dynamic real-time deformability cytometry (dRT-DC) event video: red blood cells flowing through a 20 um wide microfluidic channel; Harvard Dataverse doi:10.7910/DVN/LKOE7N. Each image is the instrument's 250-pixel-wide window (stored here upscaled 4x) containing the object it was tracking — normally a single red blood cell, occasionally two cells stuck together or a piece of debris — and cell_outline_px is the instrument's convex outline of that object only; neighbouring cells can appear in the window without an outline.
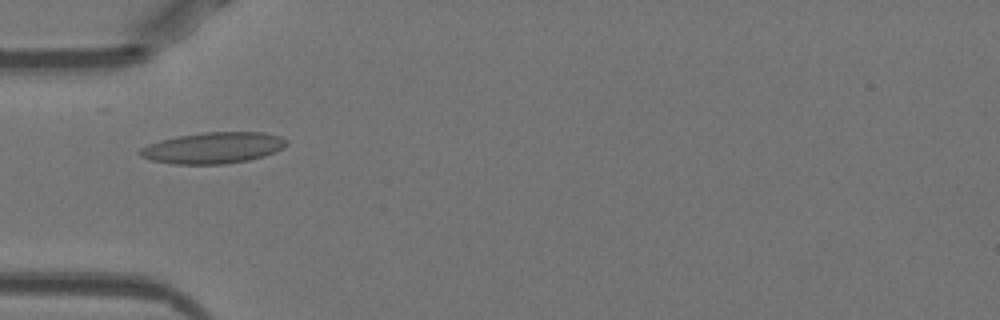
{"species": "Egyptian fruit bat (a non-hibernating species)", "species_latin": "Rousettus aegyptiacus", "temperature_condition": "warm", "stored_images_in_passage": 52, "camera_frame_rate_fps": 3000, "um_per_image_px": 0.085, "animal": {"sex": "female"}, "frame": {"image": 1, "passage_image": 17, "time_ms": 5.333, "image_size_px": [1000, 320], "cell_outline_px": [[288, 144], [264, 156], [248, 160], [224, 164], [176, 164], [152, 160], [140, 156], [136, 152], [140, 148], [148, 144], [160, 140], [176, 136], [204, 132], [264, 132], [280, 136], [288, 140]], "centroid_in_image_um": [18.09, 12.56], "position_along_channel_um": 66.9, "area_um2": 26.65}}
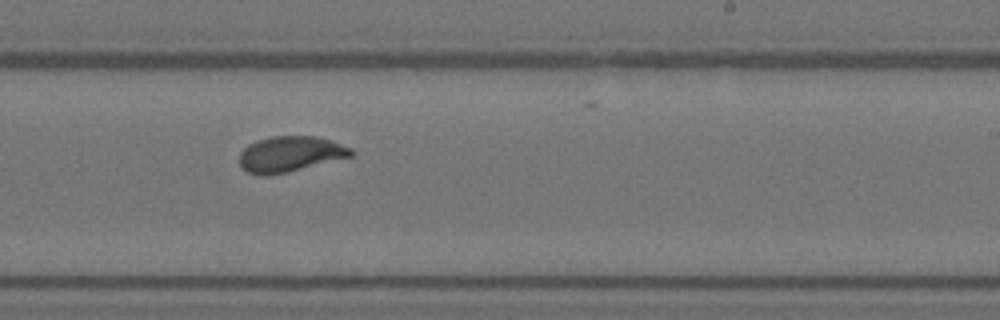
{"frame": {"image": 2, "passage_image": 32, "time_ms": 10.333, "image_size_px": [1000, 320], "cell_outline_px": [[356, 152], [352, 156], [288, 172], [268, 176], [260, 176], [248, 172], [240, 164], [240, 152], [248, 144], [256, 140], [272, 136], [316, 136], [332, 140], [352, 148]], "centroid_in_image_um": [24.68, 13.09], "position_along_channel_um": 264.3, "area_um2": 23.35}}
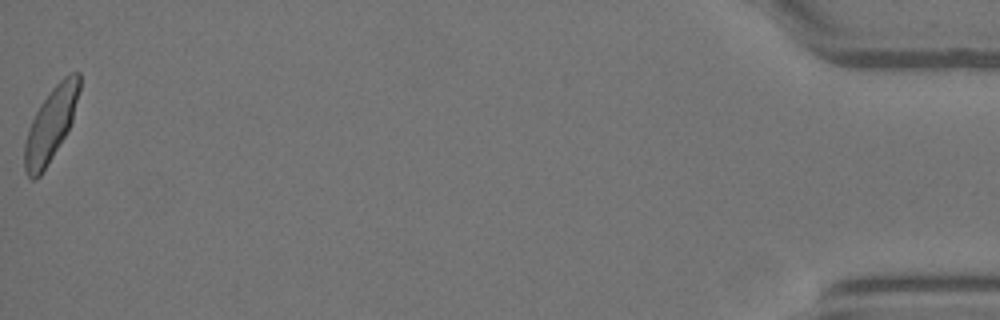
{"frame": {"image": 3, "passage_image": 52, "time_ms": 17.0, "image_size_px": [1000, 320], "cell_outline_px": [[80, 88], [72, 120], [64, 136], [40, 176], [36, 180], [32, 180], [28, 176], [24, 168], [24, 144], [32, 120], [40, 104], [52, 88], [64, 76], [72, 72], [80, 72]], "centroid_in_image_um": [4.3, 10.57], "position_along_channel_um": 430.9, "area_um2": 22.95}, "authors_computed_cell_mechanics": {"area_um2": 23.409, "velocity_mm_per_s": 3.956, "shape_relaxation_time_tau1_ms": 3.4899, "shape_relaxation_time_tau2_ms": null, "deformation_change_tau1": 0.1574, "deformation_change_tau2": null}}